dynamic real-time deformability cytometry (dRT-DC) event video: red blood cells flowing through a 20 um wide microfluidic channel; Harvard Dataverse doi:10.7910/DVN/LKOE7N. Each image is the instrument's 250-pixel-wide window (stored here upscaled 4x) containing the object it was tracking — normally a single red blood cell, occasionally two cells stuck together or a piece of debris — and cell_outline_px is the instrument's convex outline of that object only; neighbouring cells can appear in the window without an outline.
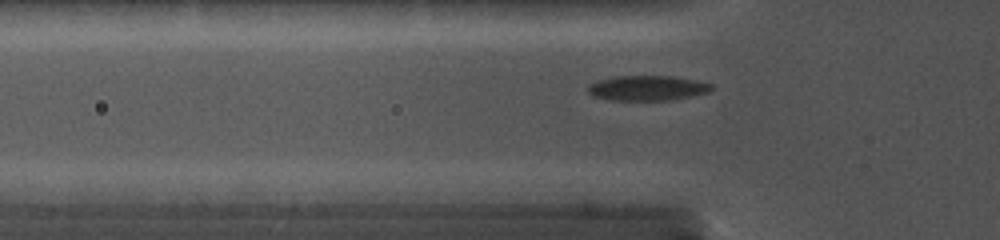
{"species": "common noctule bat (a hibernating species)", "species_latin": "Nyctalus noctula", "temperature_condition": "cold", "stored_images_in_passage": 2, "camera_frame_rate_fps": 5000, "um_per_image_px": 0.085, "animal": {"sex": "female", "body_mass_g": 19.0, "forearm_length_mm": 56.7}, "frame": {"image": 1, "passage_image": 2, "time_ms": 0.2, "image_size_px": [1000, 240], "cell_outline_px": [[712, 88], [708, 92], [664, 100], [616, 100], [596, 96], [588, 92], [588, 84], [596, 80], [612, 76], [676, 76], [696, 80], [712, 84]], "centroid_in_image_um": [54.98, 7.45], "position_along_channel_um": 70.8, "area_um2": 17.74}}